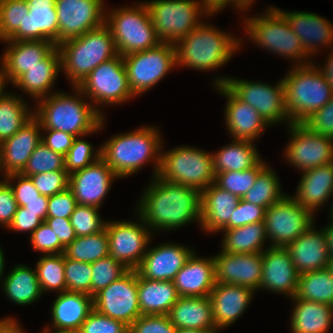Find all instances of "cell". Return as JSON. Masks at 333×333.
I'll return each instance as SVG.
<instances>
[{
    "label": "cell",
    "instance_id": "cell-23",
    "mask_svg": "<svg viewBox=\"0 0 333 333\" xmlns=\"http://www.w3.org/2000/svg\"><path fill=\"white\" fill-rule=\"evenodd\" d=\"M213 87L218 89L219 94L227 98L224 121L231 138L255 143L269 124L255 108L238 99L224 84Z\"/></svg>",
    "mask_w": 333,
    "mask_h": 333
},
{
    "label": "cell",
    "instance_id": "cell-21",
    "mask_svg": "<svg viewBox=\"0 0 333 333\" xmlns=\"http://www.w3.org/2000/svg\"><path fill=\"white\" fill-rule=\"evenodd\" d=\"M193 252L192 248L173 242L150 248L148 245L146 254L136 271L145 279L173 281Z\"/></svg>",
    "mask_w": 333,
    "mask_h": 333
},
{
    "label": "cell",
    "instance_id": "cell-7",
    "mask_svg": "<svg viewBox=\"0 0 333 333\" xmlns=\"http://www.w3.org/2000/svg\"><path fill=\"white\" fill-rule=\"evenodd\" d=\"M260 14L248 18L245 16L242 21L244 32L251 42L268 52L277 54L278 57L285 56L291 62H297L292 65L312 63L313 60L305 53L300 38L277 7H267L266 11Z\"/></svg>",
    "mask_w": 333,
    "mask_h": 333
},
{
    "label": "cell",
    "instance_id": "cell-54",
    "mask_svg": "<svg viewBox=\"0 0 333 333\" xmlns=\"http://www.w3.org/2000/svg\"><path fill=\"white\" fill-rule=\"evenodd\" d=\"M80 333H129L124 322L107 317L93 309L82 323Z\"/></svg>",
    "mask_w": 333,
    "mask_h": 333
},
{
    "label": "cell",
    "instance_id": "cell-27",
    "mask_svg": "<svg viewBox=\"0 0 333 333\" xmlns=\"http://www.w3.org/2000/svg\"><path fill=\"white\" fill-rule=\"evenodd\" d=\"M314 225L285 248L299 275L329 267L331 259L326 234Z\"/></svg>",
    "mask_w": 333,
    "mask_h": 333
},
{
    "label": "cell",
    "instance_id": "cell-48",
    "mask_svg": "<svg viewBox=\"0 0 333 333\" xmlns=\"http://www.w3.org/2000/svg\"><path fill=\"white\" fill-rule=\"evenodd\" d=\"M29 13L26 0H0V42L7 40L19 27H23Z\"/></svg>",
    "mask_w": 333,
    "mask_h": 333
},
{
    "label": "cell",
    "instance_id": "cell-58",
    "mask_svg": "<svg viewBox=\"0 0 333 333\" xmlns=\"http://www.w3.org/2000/svg\"><path fill=\"white\" fill-rule=\"evenodd\" d=\"M5 179L14 192L18 206L24 207V201L48 200L49 198L40 194L35 188L31 178L28 176H24L21 173H15L7 175Z\"/></svg>",
    "mask_w": 333,
    "mask_h": 333
},
{
    "label": "cell",
    "instance_id": "cell-35",
    "mask_svg": "<svg viewBox=\"0 0 333 333\" xmlns=\"http://www.w3.org/2000/svg\"><path fill=\"white\" fill-rule=\"evenodd\" d=\"M168 317L177 329H194L203 332L218 331L209 296L179 297L171 307Z\"/></svg>",
    "mask_w": 333,
    "mask_h": 333
},
{
    "label": "cell",
    "instance_id": "cell-14",
    "mask_svg": "<svg viewBox=\"0 0 333 333\" xmlns=\"http://www.w3.org/2000/svg\"><path fill=\"white\" fill-rule=\"evenodd\" d=\"M314 214L292 195L265 210L264 227L271 247H286L314 225Z\"/></svg>",
    "mask_w": 333,
    "mask_h": 333
},
{
    "label": "cell",
    "instance_id": "cell-30",
    "mask_svg": "<svg viewBox=\"0 0 333 333\" xmlns=\"http://www.w3.org/2000/svg\"><path fill=\"white\" fill-rule=\"evenodd\" d=\"M209 257L192 253L173 280L179 297L209 296L216 283L214 258Z\"/></svg>",
    "mask_w": 333,
    "mask_h": 333
},
{
    "label": "cell",
    "instance_id": "cell-22",
    "mask_svg": "<svg viewBox=\"0 0 333 333\" xmlns=\"http://www.w3.org/2000/svg\"><path fill=\"white\" fill-rule=\"evenodd\" d=\"M262 279L259 290H268L293 298L298 290L299 274L285 247H271L262 252Z\"/></svg>",
    "mask_w": 333,
    "mask_h": 333
},
{
    "label": "cell",
    "instance_id": "cell-18",
    "mask_svg": "<svg viewBox=\"0 0 333 333\" xmlns=\"http://www.w3.org/2000/svg\"><path fill=\"white\" fill-rule=\"evenodd\" d=\"M104 0H56L58 44L105 23Z\"/></svg>",
    "mask_w": 333,
    "mask_h": 333
},
{
    "label": "cell",
    "instance_id": "cell-53",
    "mask_svg": "<svg viewBox=\"0 0 333 333\" xmlns=\"http://www.w3.org/2000/svg\"><path fill=\"white\" fill-rule=\"evenodd\" d=\"M70 174L66 170L48 171L29 176L41 195L50 197L69 188Z\"/></svg>",
    "mask_w": 333,
    "mask_h": 333
},
{
    "label": "cell",
    "instance_id": "cell-57",
    "mask_svg": "<svg viewBox=\"0 0 333 333\" xmlns=\"http://www.w3.org/2000/svg\"><path fill=\"white\" fill-rule=\"evenodd\" d=\"M264 217L265 209L263 207L240 199L230 217L229 223L222 230L263 222Z\"/></svg>",
    "mask_w": 333,
    "mask_h": 333
},
{
    "label": "cell",
    "instance_id": "cell-67",
    "mask_svg": "<svg viewBox=\"0 0 333 333\" xmlns=\"http://www.w3.org/2000/svg\"><path fill=\"white\" fill-rule=\"evenodd\" d=\"M330 54L328 57H326V62L323 63V66H319L318 64H315L316 67L319 69V71L322 73V75L325 77L329 85L332 87L333 91V48H330Z\"/></svg>",
    "mask_w": 333,
    "mask_h": 333
},
{
    "label": "cell",
    "instance_id": "cell-3",
    "mask_svg": "<svg viewBox=\"0 0 333 333\" xmlns=\"http://www.w3.org/2000/svg\"><path fill=\"white\" fill-rule=\"evenodd\" d=\"M161 137L159 129L150 125L115 134L100 146L101 158L119 178L138 173L150 162L154 164L153 178L158 175L161 164V151L164 147Z\"/></svg>",
    "mask_w": 333,
    "mask_h": 333
},
{
    "label": "cell",
    "instance_id": "cell-66",
    "mask_svg": "<svg viewBox=\"0 0 333 333\" xmlns=\"http://www.w3.org/2000/svg\"><path fill=\"white\" fill-rule=\"evenodd\" d=\"M0 333H26L14 317L0 318Z\"/></svg>",
    "mask_w": 333,
    "mask_h": 333
},
{
    "label": "cell",
    "instance_id": "cell-49",
    "mask_svg": "<svg viewBox=\"0 0 333 333\" xmlns=\"http://www.w3.org/2000/svg\"><path fill=\"white\" fill-rule=\"evenodd\" d=\"M91 296L93 297L101 289L106 288L113 281H116L129 269L122 263L107 256L91 263Z\"/></svg>",
    "mask_w": 333,
    "mask_h": 333
},
{
    "label": "cell",
    "instance_id": "cell-16",
    "mask_svg": "<svg viewBox=\"0 0 333 333\" xmlns=\"http://www.w3.org/2000/svg\"><path fill=\"white\" fill-rule=\"evenodd\" d=\"M287 127L291 139L284 158L291 166L302 172L333 162V138L313 133L302 123H290Z\"/></svg>",
    "mask_w": 333,
    "mask_h": 333
},
{
    "label": "cell",
    "instance_id": "cell-19",
    "mask_svg": "<svg viewBox=\"0 0 333 333\" xmlns=\"http://www.w3.org/2000/svg\"><path fill=\"white\" fill-rule=\"evenodd\" d=\"M115 179L119 177L100 157L87 167L70 174L69 189L78 205L100 209Z\"/></svg>",
    "mask_w": 333,
    "mask_h": 333
},
{
    "label": "cell",
    "instance_id": "cell-12",
    "mask_svg": "<svg viewBox=\"0 0 333 333\" xmlns=\"http://www.w3.org/2000/svg\"><path fill=\"white\" fill-rule=\"evenodd\" d=\"M77 88L89 98V102L102 115L103 111L99 108H103V105H122L135 98L128 83L123 57L120 54L94 68Z\"/></svg>",
    "mask_w": 333,
    "mask_h": 333
},
{
    "label": "cell",
    "instance_id": "cell-61",
    "mask_svg": "<svg viewBox=\"0 0 333 333\" xmlns=\"http://www.w3.org/2000/svg\"><path fill=\"white\" fill-rule=\"evenodd\" d=\"M18 204L15 200L14 192L5 180L0 183V225L8 228L12 223L14 215L17 211Z\"/></svg>",
    "mask_w": 333,
    "mask_h": 333
},
{
    "label": "cell",
    "instance_id": "cell-4",
    "mask_svg": "<svg viewBox=\"0 0 333 333\" xmlns=\"http://www.w3.org/2000/svg\"><path fill=\"white\" fill-rule=\"evenodd\" d=\"M236 37L203 21L174 44L176 65L199 71L219 69L242 47V38Z\"/></svg>",
    "mask_w": 333,
    "mask_h": 333
},
{
    "label": "cell",
    "instance_id": "cell-64",
    "mask_svg": "<svg viewBox=\"0 0 333 333\" xmlns=\"http://www.w3.org/2000/svg\"><path fill=\"white\" fill-rule=\"evenodd\" d=\"M45 223L58 236L60 243L66 248L76 238V234L70 219L67 218H46Z\"/></svg>",
    "mask_w": 333,
    "mask_h": 333
},
{
    "label": "cell",
    "instance_id": "cell-76",
    "mask_svg": "<svg viewBox=\"0 0 333 333\" xmlns=\"http://www.w3.org/2000/svg\"><path fill=\"white\" fill-rule=\"evenodd\" d=\"M333 202V201H332ZM330 216H329V220H331V222H333V203L330 205Z\"/></svg>",
    "mask_w": 333,
    "mask_h": 333
},
{
    "label": "cell",
    "instance_id": "cell-50",
    "mask_svg": "<svg viewBox=\"0 0 333 333\" xmlns=\"http://www.w3.org/2000/svg\"><path fill=\"white\" fill-rule=\"evenodd\" d=\"M83 137H76L72 147L64 156L65 170L69 174L87 167L101 157V147L93 148L92 144Z\"/></svg>",
    "mask_w": 333,
    "mask_h": 333
},
{
    "label": "cell",
    "instance_id": "cell-46",
    "mask_svg": "<svg viewBox=\"0 0 333 333\" xmlns=\"http://www.w3.org/2000/svg\"><path fill=\"white\" fill-rule=\"evenodd\" d=\"M266 165L267 163L262 159L256 166L244 171H228L215 174L214 183L241 199L254 185L258 173Z\"/></svg>",
    "mask_w": 333,
    "mask_h": 333
},
{
    "label": "cell",
    "instance_id": "cell-72",
    "mask_svg": "<svg viewBox=\"0 0 333 333\" xmlns=\"http://www.w3.org/2000/svg\"><path fill=\"white\" fill-rule=\"evenodd\" d=\"M41 333H80V332L73 330H55V329L44 328V330L42 329Z\"/></svg>",
    "mask_w": 333,
    "mask_h": 333
},
{
    "label": "cell",
    "instance_id": "cell-60",
    "mask_svg": "<svg viewBox=\"0 0 333 333\" xmlns=\"http://www.w3.org/2000/svg\"><path fill=\"white\" fill-rule=\"evenodd\" d=\"M77 205V201L69 188L54 194L48 198L47 218L70 219Z\"/></svg>",
    "mask_w": 333,
    "mask_h": 333
},
{
    "label": "cell",
    "instance_id": "cell-43",
    "mask_svg": "<svg viewBox=\"0 0 333 333\" xmlns=\"http://www.w3.org/2000/svg\"><path fill=\"white\" fill-rule=\"evenodd\" d=\"M279 180L276 172L267 164L258 173L254 185L241 199L259 205L266 210L287 195L283 192Z\"/></svg>",
    "mask_w": 333,
    "mask_h": 333
},
{
    "label": "cell",
    "instance_id": "cell-24",
    "mask_svg": "<svg viewBox=\"0 0 333 333\" xmlns=\"http://www.w3.org/2000/svg\"><path fill=\"white\" fill-rule=\"evenodd\" d=\"M5 51L1 56V67L4 80L13 84L22 74L38 65L55 47L52 41L33 40L15 41L4 40Z\"/></svg>",
    "mask_w": 333,
    "mask_h": 333
},
{
    "label": "cell",
    "instance_id": "cell-41",
    "mask_svg": "<svg viewBox=\"0 0 333 333\" xmlns=\"http://www.w3.org/2000/svg\"><path fill=\"white\" fill-rule=\"evenodd\" d=\"M14 94V95H13ZM6 89L0 94V144L12 137L33 117L28 102Z\"/></svg>",
    "mask_w": 333,
    "mask_h": 333
},
{
    "label": "cell",
    "instance_id": "cell-15",
    "mask_svg": "<svg viewBox=\"0 0 333 333\" xmlns=\"http://www.w3.org/2000/svg\"><path fill=\"white\" fill-rule=\"evenodd\" d=\"M138 220L107 221L109 256L129 270H136L152 241L151 230L136 213Z\"/></svg>",
    "mask_w": 333,
    "mask_h": 333
},
{
    "label": "cell",
    "instance_id": "cell-70",
    "mask_svg": "<svg viewBox=\"0 0 333 333\" xmlns=\"http://www.w3.org/2000/svg\"><path fill=\"white\" fill-rule=\"evenodd\" d=\"M256 0H235L232 3V7L236 10H238L237 12H244L248 11L250 7H252V5L254 4L253 2H255Z\"/></svg>",
    "mask_w": 333,
    "mask_h": 333
},
{
    "label": "cell",
    "instance_id": "cell-13",
    "mask_svg": "<svg viewBox=\"0 0 333 333\" xmlns=\"http://www.w3.org/2000/svg\"><path fill=\"white\" fill-rule=\"evenodd\" d=\"M122 57L128 83L135 98L148 92L177 67L176 50L172 43L161 42L154 48Z\"/></svg>",
    "mask_w": 333,
    "mask_h": 333
},
{
    "label": "cell",
    "instance_id": "cell-28",
    "mask_svg": "<svg viewBox=\"0 0 333 333\" xmlns=\"http://www.w3.org/2000/svg\"><path fill=\"white\" fill-rule=\"evenodd\" d=\"M255 291L241 285L215 283L209 294L216 329L231 326L249 307Z\"/></svg>",
    "mask_w": 333,
    "mask_h": 333
},
{
    "label": "cell",
    "instance_id": "cell-25",
    "mask_svg": "<svg viewBox=\"0 0 333 333\" xmlns=\"http://www.w3.org/2000/svg\"><path fill=\"white\" fill-rule=\"evenodd\" d=\"M277 10L287 19L300 38L305 53L316 56L321 47L333 48V25L328 19L308 11ZM317 52V53H316Z\"/></svg>",
    "mask_w": 333,
    "mask_h": 333
},
{
    "label": "cell",
    "instance_id": "cell-29",
    "mask_svg": "<svg viewBox=\"0 0 333 333\" xmlns=\"http://www.w3.org/2000/svg\"><path fill=\"white\" fill-rule=\"evenodd\" d=\"M41 130L39 121L33 116L12 137L1 143L2 167L6 176L23 171L42 140Z\"/></svg>",
    "mask_w": 333,
    "mask_h": 333
},
{
    "label": "cell",
    "instance_id": "cell-69",
    "mask_svg": "<svg viewBox=\"0 0 333 333\" xmlns=\"http://www.w3.org/2000/svg\"><path fill=\"white\" fill-rule=\"evenodd\" d=\"M326 234L327 246L329 248L330 256L333 257V222L329 221L327 226L323 227Z\"/></svg>",
    "mask_w": 333,
    "mask_h": 333
},
{
    "label": "cell",
    "instance_id": "cell-2",
    "mask_svg": "<svg viewBox=\"0 0 333 333\" xmlns=\"http://www.w3.org/2000/svg\"><path fill=\"white\" fill-rule=\"evenodd\" d=\"M72 91L73 94L57 91L35 103L33 116L39 121L41 129L59 130L75 137L102 131L105 115L91 102L87 103L88 98L76 86L72 87Z\"/></svg>",
    "mask_w": 333,
    "mask_h": 333
},
{
    "label": "cell",
    "instance_id": "cell-42",
    "mask_svg": "<svg viewBox=\"0 0 333 333\" xmlns=\"http://www.w3.org/2000/svg\"><path fill=\"white\" fill-rule=\"evenodd\" d=\"M298 299L325 303L333 306V274L329 268L299 275Z\"/></svg>",
    "mask_w": 333,
    "mask_h": 333
},
{
    "label": "cell",
    "instance_id": "cell-40",
    "mask_svg": "<svg viewBox=\"0 0 333 333\" xmlns=\"http://www.w3.org/2000/svg\"><path fill=\"white\" fill-rule=\"evenodd\" d=\"M223 241L221 250L228 253L245 254L259 253L266 250L265 245L268 238L264 222L247 224L232 229L221 230Z\"/></svg>",
    "mask_w": 333,
    "mask_h": 333
},
{
    "label": "cell",
    "instance_id": "cell-73",
    "mask_svg": "<svg viewBox=\"0 0 333 333\" xmlns=\"http://www.w3.org/2000/svg\"><path fill=\"white\" fill-rule=\"evenodd\" d=\"M220 333L219 331H207V332H203V331H197L194 329H177V333Z\"/></svg>",
    "mask_w": 333,
    "mask_h": 333
},
{
    "label": "cell",
    "instance_id": "cell-38",
    "mask_svg": "<svg viewBox=\"0 0 333 333\" xmlns=\"http://www.w3.org/2000/svg\"><path fill=\"white\" fill-rule=\"evenodd\" d=\"M5 296L16 305H30L36 303L43 295L37 278L36 268L17 264L1 282Z\"/></svg>",
    "mask_w": 333,
    "mask_h": 333
},
{
    "label": "cell",
    "instance_id": "cell-8",
    "mask_svg": "<svg viewBox=\"0 0 333 333\" xmlns=\"http://www.w3.org/2000/svg\"><path fill=\"white\" fill-rule=\"evenodd\" d=\"M111 9L105 10V24L111 31L118 54L126 56L161 43L145 2Z\"/></svg>",
    "mask_w": 333,
    "mask_h": 333
},
{
    "label": "cell",
    "instance_id": "cell-1",
    "mask_svg": "<svg viewBox=\"0 0 333 333\" xmlns=\"http://www.w3.org/2000/svg\"><path fill=\"white\" fill-rule=\"evenodd\" d=\"M138 200L137 214L154 232L180 229L194 223L201 226V192L169 182L158 175L152 178Z\"/></svg>",
    "mask_w": 333,
    "mask_h": 333
},
{
    "label": "cell",
    "instance_id": "cell-52",
    "mask_svg": "<svg viewBox=\"0 0 333 333\" xmlns=\"http://www.w3.org/2000/svg\"><path fill=\"white\" fill-rule=\"evenodd\" d=\"M64 268L67 291L91 295V263L72 260L65 256Z\"/></svg>",
    "mask_w": 333,
    "mask_h": 333
},
{
    "label": "cell",
    "instance_id": "cell-75",
    "mask_svg": "<svg viewBox=\"0 0 333 333\" xmlns=\"http://www.w3.org/2000/svg\"><path fill=\"white\" fill-rule=\"evenodd\" d=\"M2 172V173H1ZM3 175L2 177V179H0V183H3L6 179V175H5V173H4V171H3V167H2V156H1V144H0V175Z\"/></svg>",
    "mask_w": 333,
    "mask_h": 333
},
{
    "label": "cell",
    "instance_id": "cell-63",
    "mask_svg": "<svg viewBox=\"0 0 333 333\" xmlns=\"http://www.w3.org/2000/svg\"><path fill=\"white\" fill-rule=\"evenodd\" d=\"M43 222L38 213L25 211V207L18 206L13 221L7 229L18 233L28 232L31 235Z\"/></svg>",
    "mask_w": 333,
    "mask_h": 333
},
{
    "label": "cell",
    "instance_id": "cell-74",
    "mask_svg": "<svg viewBox=\"0 0 333 333\" xmlns=\"http://www.w3.org/2000/svg\"><path fill=\"white\" fill-rule=\"evenodd\" d=\"M5 87H6V82L4 80L2 67L0 66V94L4 91Z\"/></svg>",
    "mask_w": 333,
    "mask_h": 333
},
{
    "label": "cell",
    "instance_id": "cell-45",
    "mask_svg": "<svg viewBox=\"0 0 333 333\" xmlns=\"http://www.w3.org/2000/svg\"><path fill=\"white\" fill-rule=\"evenodd\" d=\"M64 253L42 255L36 261L35 268L41 290L44 293L67 291L64 272Z\"/></svg>",
    "mask_w": 333,
    "mask_h": 333
},
{
    "label": "cell",
    "instance_id": "cell-44",
    "mask_svg": "<svg viewBox=\"0 0 333 333\" xmlns=\"http://www.w3.org/2000/svg\"><path fill=\"white\" fill-rule=\"evenodd\" d=\"M64 255L72 260L93 263L109 256V240L106 228L99 233L76 237L64 251Z\"/></svg>",
    "mask_w": 333,
    "mask_h": 333
},
{
    "label": "cell",
    "instance_id": "cell-5",
    "mask_svg": "<svg viewBox=\"0 0 333 333\" xmlns=\"http://www.w3.org/2000/svg\"><path fill=\"white\" fill-rule=\"evenodd\" d=\"M57 47L61 70L72 87H77L98 65L118 55L111 31L105 23Z\"/></svg>",
    "mask_w": 333,
    "mask_h": 333
},
{
    "label": "cell",
    "instance_id": "cell-51",
    "mask_svg": "<svg viewBox=\"0 0 333 333\" xmlns=\"http://www.w3.org/2000/svg\"><path fill=\"white\" fill-rule=\"evenodd\" d=\"M100 217L99 208L77 205L70 217L76 237L88 236L103 231L107 221Z\"/></svg>",
    "mask_w": 333,
    "mask_h": 333
},
{
    "label": "cell",
    "instance_id": "cell-37",
    "mask_svg": "<svg viewBox=\"0 0 333 333\" xmlns=\"http://www.w3.org/2000/svg\"><path fill=\"white\" fill-rule=\"evenodd\" d=\"M138 302L142 315H168L179 295L173 281H157L137 275Z\"/></svg>",
    "mask_w": 333,
    "mask_h": 333
},
{
    "label": "cell",
    "instance_id": "cell-34",
    "mask_svg": "<svg viewBox=\"0 0 333 333\" xmlns=\"http://www.w3.org/2000/svg\"><path fill=\"white\" fill-rule=\"evenodd\" d=\"M61 71L60 51L56 46L38 65L29 68V71L22 74L13 86L27 96L33 98L35 102L45 98L57 91H54V84ZM53 90V92H52Z\"/></svg>",
    "mask_w": 333,
    "mask_h": 333
},
{
    "label": "cell",
    "instance_id": "cell-32",
    "mask_svg": "<svg viewBox=\"0 0 333 333\" xmlns=\"http://www.w3.org/2000/svg\"><path fill=\"white\" fill-rule=\"evenodd\" d=\"M301 174L292 197L314 214L333 197V162L302 171Z\"/></svg>",
    "mask_w": 333,
    "mask_h": 333
},
{
    "label": "cell",
    "instance_id": "cell-39",
    "mask_svg": "<svg viewBox=\"0 0 333 333\" xmlns=\"http://www.w3.org/2000/svg\"><path fill=\"white\" fill-rule=\"evenodd\" d=\"M214 173L244 171L256 166L263 158L254 142L232 139L212 153Z\"/></svg>",
    "mask_w": 333,
    "mask_h": 333
},
{
    "label": "cell",
    "instance_id": "cell-6",
    "mask_svg": "<svg viewBox=\"0 0 333 333\" xmlns=\"http://www.w3.org/2000/svg\"><path fill=\"white\" fill-rule=\"evenodd\" d=\"M287 72L282 81L289 120L291 123H303L332 98V87L315 62L292 65Z\"/></svg>",
    "mask_w": 333,
    "mask_h": 333
},
{
    "label": "cell",
    "instance_id": "cell-62",
    "mask_svg": "<svg viewBox=\"0 0 333 333\" xmlns=\"http://www.w3.org/2000/svg\"><path fill=\"white\" fill-rule=\"evenodd\" d=\"M42 140L49 149L54 152L60 153L65 156L69 149L72 147L73 141L76 138L72 134L67 132L52 130V129H42ZM45 134V135H44Z\"/></svg>",
    "mask_w": 333,
    "mask_h": 333
},
{
    "label": "cell",
    "instance_id": "cell-59",
    "mask_svg": "<svg viewBox=\"0 0 333 333\" xmlns=\"http://www.w3.org/2000/svg\"><path fill=\"white\" fill-rule=\"evenodd\" d=\"M311 132L333 138V96L303 123Z\"/></svg>",
    "mask_w": 333,
    "mask_h": 333
},
{
    "label": "cell",
    "instance_id": "cell-26",
    "mask_svg": "<svg viewBox=\"0 0 333 333\" xmlns=\"http://www.w3.org/2000/svg\"><path fill=\"white\" fill-rule=\"evenodd\" d=\"M29 13L25 14L23 27H19L7 40L52 41L58 45V17L56 0H26Z\"/></svg>",
    "mask_w": 333,
    "mask_h": 333
},
{
    "label": "cell",
    "instance_id": "cell-71",
    "mask_svg": "<svg viewBox=\"0 0 333 333\" xmlns=\"http://www.w3.org/2000/svg\"><path fill=\"white\" fill-rule=\"evenodd\" d=\"M4 250L0 246V281L4 278L5 274V257H4Z\"/></svg>",
    "mask_w": 333,
    "mask_h": 333
},
{
    "label": "cell",
    "instance_id": "cell-56",
    "mask_svg": "<svg viewBox=\"0 0 333 333\" xmlns=\"http://www.w3.org/2000/svg\"><path fill=\"white\" fill-rule=\"evenodd\" d=\"M129 333H177L168 315H141L130 326Z\"/></svg>",
    "mask_w": 333,
    "mask_h": 333
},
{
    "label": "cell",
    "instance_id": "cell-77",
    "mask_svg": "<svg viewBox=\"0 0 333 333\" xmlns=\"http://www.w3.org/2000/svg\"><path fill=\"white\" fill-rule=\"evenodd\" d=\"M328 268L331 270V272L333 274V257H331V259H330L329 267Z\"/></svg>",
    "mask_w": 333,
    "mask_h": 333
},
{
    "label": "cell",
    "instance_id": "cell-10",
    "mask_svg": "<svg viewBox=\"0 0 333 333\" xmlns=\"http://www.w3.org/2000/svg\"><path fill=\"white\" fill-rule=\"evenodd\" d=\"M158 176L202 192L215 181L212 152L189 145L162 150Z\"/></svg>",
    "mask_w": 333,
    "mask_h": 333
},
{
    "label": "cell",
    "instance_id": "cell-55",
    "mask_svg": "<svg viewBox=\"0 0 333 333\" xmlns=\"http://www.w3.org/2000/svg\"><path fill=\"white\" fill-rule=\"evenodd\" d=\"M30 236V243L33 250L42 255L64 253L65 247L60 243L54 231L43 222Z\"/></svg>",
    "mask_w": 333,
    "mask_h": 333
},
{
    "label": "cell",
    "instance_id": "cell-20",
    "mask_svg": "<svg viewBox=\"0 0 333 333\" xmlns=\"http://www.w3.org/2000/svg\"><path fill=\"white\" fill-rule=\"evenodd\" d=\"M213 258L216 283L241 285L259 291L263 270L262 252L235 254L221 250Z\"/></svg>",
    "mask_w": 333,
    "mask_h": 333
},
{
    "label": "cell",
    "instance_id": "cell-31",
    "mask_svg": "<svg viewBox=\"0 0 333 333\" xmlns=\"http://www.w3.org/2000/svg\"><path fill=\"white\" fill-rule=\"evenodd\" d=\"M56 294L57 297L50 307L51 326L46 325L43 328L79 331L82 323L94 309L93 297L72 291Z\"/></svg>",
    "mask_w": 333,
    "mask_h": 333
},
{
    "label": "cell",
    "instance_id": "cell-17",
    "mask_svg": "<svg viewBox=\"0 0 333 333\" xmlns=\"http://www.w3.org/2000/svg\"><path fill=\"white\" fill-rule=\"evenodd\" d=\"M136 270H128L93 296L94 309L130 326L141 314Z\"/></svg>",
    "mask_w": 333,
    "mask_h": 333
},
{
    "label": "cell",
    "instance_id": "cell-65",
    "mask_svg": "<svg viewBox=\"0 0 333 333\" xmlns=\"http://www.w3.org/2000/svg\"><path fill=\"white\" fill-rule=\"evenodd\" d=\"M25 211L38 213V216L45 222L47 218L48 200L24 201Z\"/></svg>",
    "mask_w": 333,
    "mask_h": 333
},
{
    "label": "cell",
    "instance_id": "cell-47",
    "mask_svg": "<svg viewBox=\"0 0 333 333\" xmlns=\"http://www.w3.org/2000/svg\"><path fill=\"white\" fill-rule=\"evenodd\" d=\"M59 170H65L64 156L60 153L54 152L43 142H40L30 155V158L28 159L21 174L29 177L34 174Z\"/></svg>",
    "mask_w": 333,
    "mask_h": 333
},
{
    "label": "cell",
    "instance_id": "cell-36",
    "mask_svg": "<svg viewBox=\"0 0 333 333\" xmlns=\"http://www.w3.org/2000/svg\"><path fill=\"white\" fill-rule=\"evenodd\" d=\"M293 301L291 309V333H328L333 324V306L325 303L290 298Z\"/></svg>",
    "mask_w": 333,
    "mask_h": 333
},
{
    "label": "cell",
    "instance_id": "cell-68",
    "mask_svg": "<svg viewBox=\"0 0 333 333\" xmlns=\"http://www.w3.org/2000/svg\"><path fill=\"white\" fill-rule=\"evenodd\" d=\"M235 0H204V3L206 7L212 12V13H219L224 10L225 7L231 6V4Z\"/></svg>",
    "mask_w": 333,
    "mask_h": 333
},
{
    "label": "cell",
    "instance_id": "cell-9",
    "mask_svg": "<svg viewBox=\"0 0 333 333\" xmlns=\"http://www.w3.org/2000/svg\"><path fill=\"white\" fill-rule=\"evenodd\" d=\"M145 4L163 43L175 44L195 30L203 22L202 18L210 19L217 14L206 7L204 0H151Z\"/></svg>",
    "mask_w": 333,
    "mask_h": 333
},
{
    "label": "cell",
    "instance_id": "cell-11",
    "mask_svg": "<svg viewBox=\"0 0 333 333\" xmlns=\"http://www.w3.org/2000/svg\"><path fill=\"white\" fill-rule=\"evenodd\" d=\"M214 86L225 85L238 99L255 108L269 125L291 123L285 105V87L282 79L272 86L262 81L232 77H216ZM288 121V122H287Z\"/></svg>",
    "mask_w": 333,
    "mask_h": 333
},
{
    "label": "cell",
    "instance_id": "cell-33",
    "mask_svg": "<svg viewBox=\"0 0 333 333\" xmlns=\"http://www.w3.org/2000/svg\"><path fill=\"white\" fill-rule=\"evenodd\" d=\"M240 198L215 183L201 192V231L219 233L230 220Z\"/></svg>",
    "mask_w": 333,
    "mask_h": 333
}]
</instances>
